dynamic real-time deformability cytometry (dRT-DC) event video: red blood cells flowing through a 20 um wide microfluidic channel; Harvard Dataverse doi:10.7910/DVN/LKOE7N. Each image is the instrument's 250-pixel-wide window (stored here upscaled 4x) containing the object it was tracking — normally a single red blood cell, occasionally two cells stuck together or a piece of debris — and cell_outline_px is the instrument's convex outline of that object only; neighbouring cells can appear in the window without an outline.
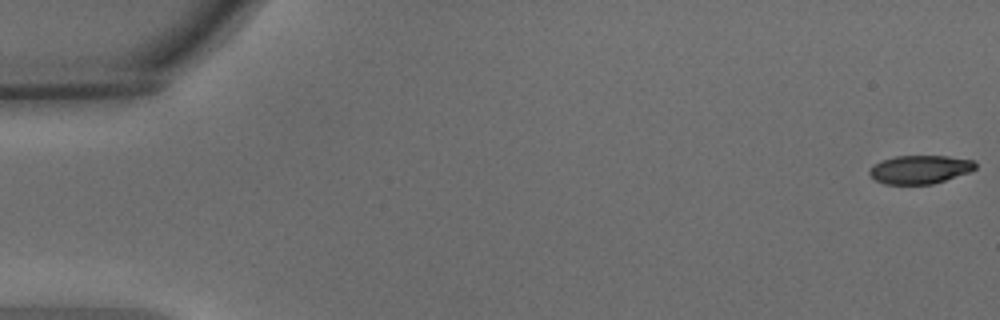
{"species": "common noctule bat (a hibernating species)", "species_latin": "Nyctalus noctula", "temperature_condition": "warm", "stored_images_in_passage": 11, "camera_frame_rate_fps": 3000, "um_per_image_px": 0.085, "animal": {"sex": "male", "body_mass_g": 15.6}, "frame": {"image": 1, "passage_image": 1, "time_ms": 0.0, "image_size_px": [1000, 320], "cell_outline_px": [[976, 168], [972, 172], [932, 184], [884, 184], [876, 180], [868, 172], [872, 164], [896, 156], [948, 156], [976, 160]], "centroid_in_image_um": [78.24, 14.4], "position_along_channel_um": 6.8, "area_um2": 17.69}}